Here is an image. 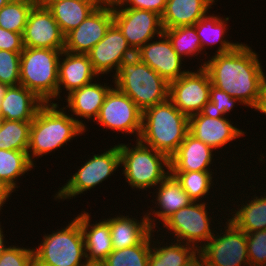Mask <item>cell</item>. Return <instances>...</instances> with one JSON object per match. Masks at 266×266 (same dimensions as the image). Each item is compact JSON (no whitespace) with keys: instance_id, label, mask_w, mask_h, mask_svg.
Listing matches in <instances>:
<instances>
[{"instance_id":"cell-37","label":"cell","mask_w":266,"mask_h":266,"mask_svg":"<svg viewBox=\"0 0 266 266\" xmlns=\"http://www.w3.org/2000/svg\"><path fill=\"white\" fill-rule=\"evenodd\" d=\"M20 56L21 52L0 50V83L20 84Z\"/></svg>"},{"instance_id":"cell-16","label":"cell","mask_w":266,"mask_h":266,"mask_svg":"<svg viewBox=\"0 0 266 266\" xmlns=\"http://www.w3.org/2000/svg\"><path fill=\"white\" fill-rule=\"evenodd\" d=\"M22 37L24 47L64 50L65 35L46 7H32Z\"/></svg>"},{"instance_id":"cell-32","label":"cell","mask_w":266,"mask_h":266,"mask_svg":"<svg viewBox=\"0 0 266 266\" xmlns=\"http://www.w3.org/2000/svg\"><path fill=\"white\" fill-rule=\"evenodd\" d=\"M151 233L138 245L113 250L101 263L103 266H148Z\"/></svg>"},{"instance_id":"cell-36","label":"cell","mask_w":266,"mask_h":266,"mask_svg":"<svg viewBox=\"0 0 266 266\" xmlns=\"http://www.w3.org/2000/svg\"><path fill=\"white\" fill-rule=\"evenodd\" d=\"M35 0H10L0 9V27L23 34L30 10Z\"/></svg>"},{"instance_id":"cell-39","label":"cell","mask_w":266,"mask_h":266,"mask_svg":"<svg viewBox=\"0 0 266 266\" xmlns=\"http://www.w3.org/2000/svg\"><path fill=\"white\" fill-rule=\"evenodd\" d=\"M33 248L8 244L0 257V266H34Z\"/></svg>"},{"instance_id":"cell-12","label":"cell","mask_w":266,"mask_h":266,"mask_svg":"<svg viewBox=\"0 0 266 266\" xmlns=\"http://www.w3.org/2000/svg\"><path fill=\"white\" fill-rule=\"evenodd\" d=\"M198 69L169 83V100L187 117L207 111L209 105L211 80L203 67Z\"/></svg>"},{"instance_id":"cell-4","label":"cell","mask_w":266,"mask_h":266,"mask_svg":"<svg viewBox=\"0 0 266 266\" xmlns=\"http://www.w3.org/2000/svg\"><path fill=\"white\" fill-rule=\"evenodd\" d=\"M113 80L112 86L129 96L142 112L169 99V83L137 57L124 61Z\"/></svg>"},{"instance_id":"cell-18","label":"cell","mask_w":266,"mask_h":266,"mask_svg":"<svg viewBox=\"0 0 266 266\" xmlns=\"http://www.w3.org/2000/svg\"><path fill=\"white\" fill-rule=\"evenodd\" d=\"M157 39L150 40L140 47L135 52V57L151 67L168 83L178 80L189 70L182 69L183 59L174 50L164 33Z\"/></svg>"},{"instance_id":"cell-7","label":"cell","mask_w":266,"mask_h":266,"mask_svg":"<svg viewBox=\"0 0 266 266\" xmlns=\"http://www.w3.org/2000/svg\"><path fill=\"white\" fill-rule=\"evenodd\" d=\"M63 50L24 47L20 56V84L45 103H55L59 60Z\"/></svg>"},{"instance_id":"cell-47","label":"cell","mask_w":266,"mask_h":266,"mask_svg":"<svg viewBox=\"0 0 266 266\" xmlns=\"http://www.w3.org/2000/svg\"><path fill=\"white\" fill-rule=\"evenodd\" d=\"M58 1H62V0H35L36 5L42 6V7H48L50 4L54 3V2H58Z\"/></svg>"},{"instance_id":"cell-46","label":"cell","mask_w":266,"mask_h":266,"mask_svg":"<svg viewBox=\"0 0 266 266\" xmlns=\"http://www.w3.org/2000/svg\"><path fill=\"white\" fill-rule=\"evenodd\" d=\"M2 225H1V221H0V257H1V255H2V252L4 251V249L7 247L6 245L7 244H5V243H7L6 242V240H5V237H4V232H3V228L1 227Z\"/></svg>"},{"instance_id":"cell-28","label":"cell","mask_w":266,"mask_h":266,"mask_svg":"<svg viewBox=\"0 0 266 266\" xmlns=\"http://www.w3.org/2000/svg\"><path fill=\"white\" fill-rule=\"evenodd\" d=\"M204 15L200 20H198L194 26L196 28V33L200 39L202 51L204 50L206 52L205 46L209 47L215 46L216 44L218 45L217 50L215 51L216 54H221V53H228L232 50H234L239 44V42H232L229 41L226 37V33L228 28H227V21L229 20L230 17H220L219 15ZM215 44V45H213Z\"/></svg>"},{"instance_id":"cell-8","label":"cell","mask_w":266,"mask_h":266,"mask_svg":"<svg viewBox=\"0 0 266 266\" xmlns=\"http://www.w3.org/2000/svg\"><path fill=\"white\" fill-rule=\"evenodd\" d=\"M101 154H94L92 158L81 164L80 169L71 175L67 182L54 195L55 200L72 199L79 194L90 191L98 184L107 180L114 172L119 171L120 153L118 144L110 146ZM112 174V175H111Z\"/></svg>"},{"instance_id":"cell-17","label":"cell","mask_w":266,"mask_h":266,"mask_svg":"<svg viewBox=\"0 0 266 266\" xmlns=\"http://www.w3.org/2000/svg\"><path fill=\"white\" fill-rule=\"evenodd\" d=\"M234 126L227 117L213 115L208 111L189 117V133L214 149V152L237 138H243L246 132Z\"/></svg>"},{"instance_id":"cell-40","label":"cell","mask_w":266,"mask_h":266,"mask_svg":"<svg viewBox=\"0 0 266 266\" xmlns=\"http://www.w3.org/2000/svg\"><path fill=\"white\" fill-rule=\"evenodd\" d=\"M236 102L241 103L238 99L211 85L207 111L213 115L226 117V113L228 114L233 110Z\"/></svg>"},{"instance_id":"cell-30","label":"cell","mask_w":266,"mask_h":266,"mask_svg":"<svg viewBox=\"0 0 266 266\" xmlns=\"http://www.w3.org/2000/svg\"><path fill=\"white\" fill-rule=\"evenodd\" d=\"M264 193L260 197L252 196L251 200H247L248 202L242 200L243 203L231 213L232 217L228 215L229 220L246 234L266 229V195Z\"/></svg>"},{"instance_id":"cell-19","label":"cell","mask_w":266,"mask_h":266,"mask_svg":"<svg viewBox=\"0 0 266 266\" xmlns=\"http://www.w3.org/2000/svg\"><path fill=\"white\" fill-rule=\"evenodd\" d=\"M156 189V195L153 196L156 199H154L155 202L153 203L156 204V207L159 209L157 210L154 206L155 210L150 208L151 212L149 210L146 212L149 225L154 231H156V227L158 228L157 224L161 223L162 225L171 215L193 202L188 194L182 189L181 183L171 173L157 185Z\"/></svg>"},{"instance_id":"cell-41","label":"cell","mask_w":266,"mask_h":266,"mask_svg":"<svg viewBox=\"0 0 266 266\" xmlns=\"http://www.w3.org/2000/svg\"><path fill=\"white\" fill-rule=\"evenodd\" d=\"M112 8H135L150 10L162 15L167 0H111Z\"/></svg>"},{"instance_id":"cell-22","label":"cell","mask_w":266,"mask_h":266,"mask_svg":"<svg viewBox=\"0 0 266 266\" xmlns=\"http://www.w3.org/2000/svg\"><path fill=\"white\" fill-rule=\"evenodd\" d=\"M213 150L188 133L178 150L170 157V172L212 171ZM213 160V161H212Z\"/></svg>"},{"instance_id":"cell-23","label":"cell","mask_w":266,"mask_h":266,"mask_svg":"<svg viewBox=\"0 0 266 266\" xmlns=\"http://www.w3.org/2000/svg\"><path fill=\"white\" fill-rule=\"evenodd\" d=\"M90 213L82 211L77 215L84 236L85 253L88 263H102L113 251L110 225L104 219L91 223Z\"/></svg>"},{"instance_id":"cell-33","label":"cell","mask_w":266,"mask_h":266,"mask_svg":"<svg viewBox=\"0 0 266 266\" xmlns=\"http://www.w3.org/2000/svg\"><path fill=\"white\" fill-rule=\"evenodd\" d=\"M181 183L182 189L188 194L193 202H206L203 198L210 195L214 184V172L212 171H191V172H170ZM213 180V181H212ZM203 200V201H202Z\"/></svg>"},{"instance_id":"cell-1","label":"cell","mask_w":266,"mask_h":266,"mask_svg":"<svg viewBox=\"0 0 266 266\" xmlns=\"http://www.w3.org/2000/svg\"><path fill=\"white\" fill-rule=\"evenodd\" d=\"M257 54L251 46L241 43L228 53H214L199 67L208 72L213 86L238 99L244 107L254 109L265 74Z\"/></svg>"},{"instance_id":"cell-38","label":"cell","mask_w":266,"mask_h":266,"mask_svg":"<svg viewBox=\"0 0 266 266\" xmlns=\"http://www.w3.org/2000/svg\"><path fill=\"white\" fill-rule=\"evenodd\" d=\"M246 237L250 266H266V229L247 233Z\"/></svg>"},{"instance_id":"cell-24","label":"cell","mask_w":266,"mask_h":266,"mask_svg":"<svg viewBox=\"0 0 266 266\" xmlns=\"http://www.w3.org/2000/svg\"><path fill=\"white\" fill-rule=\"evenodd\" d=\"M44 103L21 84L9 86L2 99L0 113L5 120L33 121Z\"/></svg>"},{"instance_id":"cell-2","label":"cell","mask_w":266,"mask_h":266,"mask_svg":"<svg viewBox=\"0 0 266 266\" xmlns=\"http://www.w3.org/2000/svg\"><path fill=\"white\" fill-rule=\"evenodd\" d=\"M84 132L86 130L66 113L65 108H59L57 103H44L31 123L28 157L35 165L34 158L66 146Z\"/></svg>"},{"instance_id":"cell-42","label":"cell","mask_w":266,"mask_h":266,"mask_svg":"<svg viewBox=\"0 0 266 266\" xmlns=\"http://www.w3.org/2000/svg\"><path fill=\"white\" fill-rule=\"evenodd\" d=\"M24 49L21 33L8 31L0 27V50L22 52Z\"/></svg>"},{"instance_id":"cell-3","label":"cell","mask_w":266,"mask_h":266,"mask_svg":"<svg viewBox=\"0 0 266 266\" xmlns=\"http://www.w3.org/2000/svg\"><path fill=\"white\" fill-rule=\"evenodd\" d=\"M189 133V117L169 99L142 112L139 141L169 158Z\"/></svg>"},{"instance_id":"cell-5","label":"cell","mask_w":266,"mask_h":266,"mask_svg":"<svg viewBox=\"0 0 266 266\" xmlns=\"http://www.w3.org/2000/svg\"><path fill=\"white\" fill-rule=\"evenodd\" d=\"M136 145L118 143L120 167L131 189L156 188L170 174V158L136 140Z\"/></svg>"},{"instance_id":"cell-35","label":"cell","mask_w":266,"mask_h":266,"mask_svg":"<svg viewBox=\"0 0 266 266\" xmlns=\"http://www.w3.org/2000/svg\"><path fill=\"white\" fill-rule=\"evenodd\" d=\"M164 34L169 38L172 47L182 59L203 54L194 25L164 29Z\"/></svg>"},{"instance_id":"cell-31","label":"cell","mask_w":266,"mask_h":266,"mask_svg":"<svg viewBox=\"0 0 266 266\" xmlns=\"http://www.w3.org/2000/svg\"><path fill=\"white\" fill-rule=\"evenodd\" d=\"M35 165L30 161L28 152L0 149V179L13 191L19 184L16 180L31 171Z\"/></svg>"},{"instance_id":"cell-11","label":"cell","mask_w":266,"mask_h":266,"mask_svg":"<svg viewBox=\"0 0 266 266\" xmlns=\"http://www.w3.org/2000/svg\"><path fill=\"white\" fill-rule=\"evenodd\" d=\"M94 122L122 134H135L138 140L142 129V111L129 96L114 86L106 94Z\"/></svg>"},{"instance_id":"cell-26","label":"cell","mask_w":266,"mask_h":266,"mask_svg":"<svg viewBox=\"0 0 266 266\" xmlns=\"http://www.w3.org/2000/svg\"><path fill=\"white\" fill-rule=\"evenodd\" d=\"M216 0H167L161 15L164 29L194 25L210 12ZM209 11V12H208Z\"/></svg>"},{"instance_id":"cell-48","label":"cell","mask_w":266,"mask_h":266,"mask_svg":"<svg viewBox=\"0 0 266 266\" xmlns=\"http://www.w3.org/2000/svg\"><path fill=\"white\" fill-rule=\"evenodd\" d=\"M8 87L9 86L7 84L0 83V107H1L2 99Z\"/></svg>"},{"instance_id":"cell-51","label":"cell","mask_w":266,"mask_h":266,"mask_svg":"<svg viewBox=\"0 0 266 266\" xmlns=\"http://www.w3.org/2000/svg\"><path fill=\"white\" fill-rule=\"evenodd\" d=\"M4 120H5L4 117L0 113V129H1L2 125H3Z\"/></svg>"},{"instance_id":"cell-15","label":"cell","mask_w":266,"mask_h":266,"mask_svg":"<svg viewBox=\"0 0 266 266\" xmlns=\"http://www.w3.org/2000/svg\"><path fill=\"white\" fill-rule=\"evenodd\" d=\"M87 54L94 71L100 76L115 70L114 76L124 61L135 57V51L114 23Z\"/></svg>"},{"instance_id":"cell-49","label":"cell","mask_w":266,"mask_h":266,"mask_svg":"<svg viewBox=\"0 0 266 266\" xmlns=\"http://www.w3.org/2000/svg\"><path fill=\"white\" fill-rule=\"evenodd\" d=\"M10 0H0V9L5 6Z\"/></svg>"},{"instance_id":"cell-21","label":"cell","mask_w":266,"mask_h":266,"mask_svg":"<svg viewBox=\"0 0 266 266\" xmlns=\"http://www.w3.org/2000/svg\"><path fill=\"white\" fill-rule=\"evenodd\" d=\"M96 82L97 81H93L80 89L74 90L70 94H66L67 96L64 99L67 105L63 108L66 110L69 108L68 112L70 111L73 113L71 116L77 120L86 131V123L83 122L82 118L87 119L88 122L90 120L94 122L103 105L106 94L112 88V86H108L107 83L103 85L100 82ZM79 117L81 120L78 119Z\"/></svg>"},{"instance_id":"cell-27","label":"cell","mask_w":266,"mask_h":266,"mask_svg":"<svg viewBox=\"0 0 266 266\" xmlns=\"http://www.w3.org/2000/svg\"><path fill=\"white\" fill-rule=\"evenodd\" d=\"M104 0H62L50 4L52 13L62 33L66 35L77 28Z\"/></svg>"},{"instance_id":"cell-25","label":"cell","mask_w":266,"mask_h":266,"mask_svg":"<svg viewBox=\"0 0 266 266\" xmlns=\"http://www.w3.org/2000/svg\"><path fill=\"white\" fill-rule=\"evenodd\" d=\"M143 218H133L128 215H115L105 220L110 225V235L113 250L140 244L153 230L151 229L146 213Z\"/></svg>"},{"instance_id":"cell-20","label":"cell","mask_w":266,"mask_h":266,"mask_svg":"<svg viewBox=\"0 0 266 266\" xmlns=\"http://www.w3.org/2000/svg\"><path fill=\"white\" fill-rule=\"evenodd\" d=\"M94 78L98 81L99 75L94 71L88 54L63 50L59 60L57 100L62 99V88L70 94L96 80Z\"/></svg>"},{"instance_id":"cell-44","label":"cell","mask_w":266,"mask_h":266,"mask_svg":"<svg viewBox=\"0 0 266 266\" xmlns=\"http://www.w3.org/2000/svg\"><path fill=\"white\" fill-rule=\"evenodd\" d=\"M14 191L3 181L0 179V211H2V207L8 201L9 197H11Z\"/></svg>"},{"instance_id":"cell-34","label":"cell","mask_w":266,"mask_h":266,"mask_svg":"<svg viewBox=\"0 0 266 266\" xmlns=\"http://www.w3.org/2000/svg\"><path fill=\"white\" fill-rule=\"evenodd\" d=\"M32 121L4 120L0 129V149L28 152Z\"/></svg>"},{"instance_id":"cell-45","label":"cell","mask_w":266,"mask_h":266,"mask_svg":"<svg viewBox=\"0 0 266 266\" xmlns=\"http://www.w3.org/2000/svg\"><path fill=\"white\" fill-rule=\"evenodd\" d=\"M185 266H208L204 257L198 252Z\"/></svg>"},{"instance_id":"cell-14","label":"cell","mask_w":266,"mask_h":266,"mask_svg":"<svg viewBox=\"0 0 266 266\" xmlns=\"http://www.w3.org/2000/svg\"><path fill=\"white\" fill-rule=\"evenodd\" d=\"M112 23V1L104 0L77 28L65 35L64 51L87 54Z\"/></svg>"},{"instance_id":"cell-29","label":"cell","mask_w":266,"mask_h":266,"mask_svg":"<svg viewBox=\"0 0 266 266\" xmlns=\"http://www.w3.org/2000/svg\"><path fill=\"white\" fill-rule=\"evenodd\" d=\"M154 232V230L151 232V251L148 266H185L199 252L195 247L179 241L175 242V240L165 244L164 239L161 241L158 238H152ZM154 239L156 240L154 241Z\"/></svg>"},{"instance_id":"cell-10","label":"cell","mask_w":266,"mask_h":266,"mask_svg":"<svg viewBox=\"0 0 266 266\" xmlns=\"http://www.w3.org/2000/svg\"><path fill=\"white\" fill-rule=\"evenodd\" d=\"M226 220L224 229L221 228L220 233L215 230V234L199 250V253L208 266H250L246 233L229 218Z\"/></svg>"},{"instance_id":"cell-43","label":"cell","mask_w":266,"mask_h":266,"mask_svg":"<svg viewBox=\"0 0 266 266\" xmlns=\"http://www.w3.org/2000/svg\"><path fill=\"white\" fill-rule=\"evenodd\" d=\"M254 110L259 111L266 115V75L264 74L262 84H261V95L259 97L257 106L254 108Z\"/></svg>"},{"instance_id":"cell-13","label":"cell","mask_w":266,"mask_h":266,"mask_svg":"<svg viewBox=\"0 0 266 266\" xmlns=\"http://www.w3.org/2000/svg\"><path fill=\"white\" fill-rule=\"evenodd\" d=\"M112 12L113 23L135 52L164 33L161 15L156 12L135 8H112Z\"/></svg>"},{"instance_id":"cell-50","label":"cell","mask_w":266,"mask_h":266,"mask_svg":"<svg viewBox=\"0 0 266 266\" xmlns=\"http://www.w3.org/2000/svg\"><path fill=\"white\" fill-rule=\"evenodd\" d=\"M84 266H103L101 263H87Z\"/></svg>"},{"instance_id":"cell-6","label":"cell","mask_w":266,"mask_h":266,"mask_svg":"<svg viewBox=\"0 0 266 266\" xmlns=\"http://www.w3.org/2000/svg\"><path fill=\"white\" fill-rule=\"evenodd\" d=\"M42 238L33 249L34 266H84L88 263L83 232L76 217L65 227L44 234Z\"/></svg>"},{"instance_id":"cell-9","label":"cell","mask_w":266,"mask_h":266,"mask_svg":"<svg viewBox=\"0 0 266 266\" xmlns=\"http://www.w3.org/2000/svg\"><path fill=\"white\" fill-rule=\"evenodd\" d=\"M207 205L208 202H192L171 215L162 226L167 229L166 233L170 230L168 233L175 241L191 245L199 251L215 234L211 224L215 219L209 215Z\"/></svg>"}]
</instances>
